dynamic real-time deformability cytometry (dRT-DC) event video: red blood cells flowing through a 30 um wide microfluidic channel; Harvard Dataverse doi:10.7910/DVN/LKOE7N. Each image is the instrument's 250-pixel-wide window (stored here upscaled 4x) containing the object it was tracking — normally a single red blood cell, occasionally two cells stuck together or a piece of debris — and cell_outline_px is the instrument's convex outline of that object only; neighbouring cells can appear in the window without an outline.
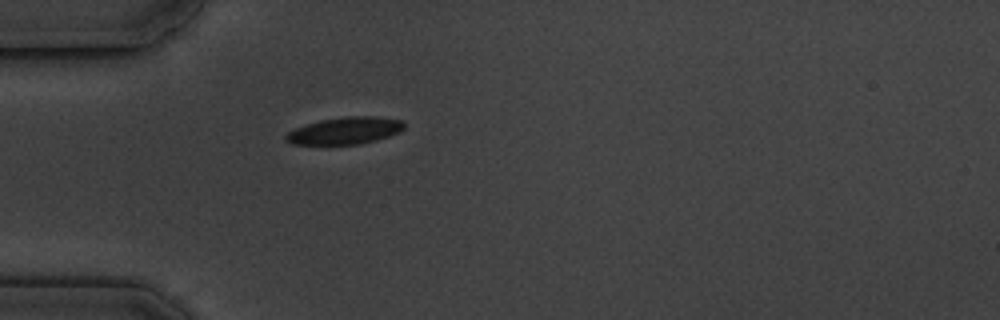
{"species": "common noctule bat (a hibernating species)", "species_latin": "Nyctalus noctula", "temperature_condition": "cold", "stored_images_in_passage": 6, "camera_frame_rate_fps": 3000, "um_per_image_px": 0.085, "animal": {"sex": "male", "body_mass_g": 19.5, "forearm_length_mm": 54.6}, "frame": {"image": 1, "passage_image": 6, "time_ms": 5.667, "image_size_px": [1000, 320], "cell_outline_px": [[404, 128], [400, 132], [376, 140], [360, 144], [292, 144], [284, 140], [284, 136], [288, 132], [296, 128], [320, 120], [348, 116], [376, 116], [404, 120]], "centroid_in_image_um": [29.35, 11.1], "position_along_channel_um": 55.7, "area_um2": 18.61}}